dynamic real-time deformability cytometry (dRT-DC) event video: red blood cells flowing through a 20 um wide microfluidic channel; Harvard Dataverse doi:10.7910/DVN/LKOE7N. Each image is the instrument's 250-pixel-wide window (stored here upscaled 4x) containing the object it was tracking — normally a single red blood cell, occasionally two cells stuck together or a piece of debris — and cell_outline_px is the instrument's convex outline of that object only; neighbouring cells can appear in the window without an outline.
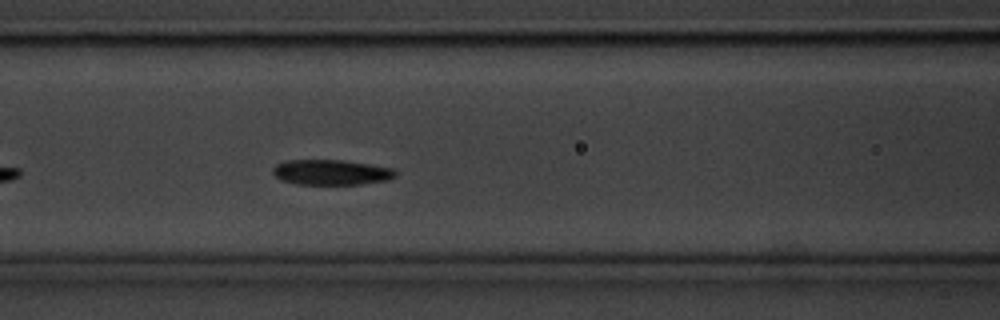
{"species": "common noctule bat (a hibernating species)", "species_latin": "Nyctalus noctula", "temperature_condition": "cold", "stored_images_in_passage": 32, "camera_frame_rate_fps": 3000, "um_per_image_px": 0.085, "animal": {"sex": "male", "body_mass_g": 20.1, "forearm_length_mm": 53.5}, "frame": {"image": 1, "passage_image": 10, "time_ms": 3.0, "image_size_px": [1000, 320], "cell_outline_px": [[396, 176], [388, 180], [360, 184], [296, 184], [280, 180], [272, 172], [272, 168], [276, 164], [284, 160], [344, 160], [392, 168], [396, 172]], "centroid_in_image_um": [28.11, 14.64], "position_along_channel_um": 138.5, "area_um2": 18.09}, "authors_computed_cell_mechanics": {"area_um2": 18.3804, "velocity_mm_per_s": 3.4971, "shape_relaxation_time_tau1_ms": 2.5171, "shape_relaxation_time_tau2_ms": null, "deformation_change_tau1": 0.0851, "deformation_change_tau2": null}}